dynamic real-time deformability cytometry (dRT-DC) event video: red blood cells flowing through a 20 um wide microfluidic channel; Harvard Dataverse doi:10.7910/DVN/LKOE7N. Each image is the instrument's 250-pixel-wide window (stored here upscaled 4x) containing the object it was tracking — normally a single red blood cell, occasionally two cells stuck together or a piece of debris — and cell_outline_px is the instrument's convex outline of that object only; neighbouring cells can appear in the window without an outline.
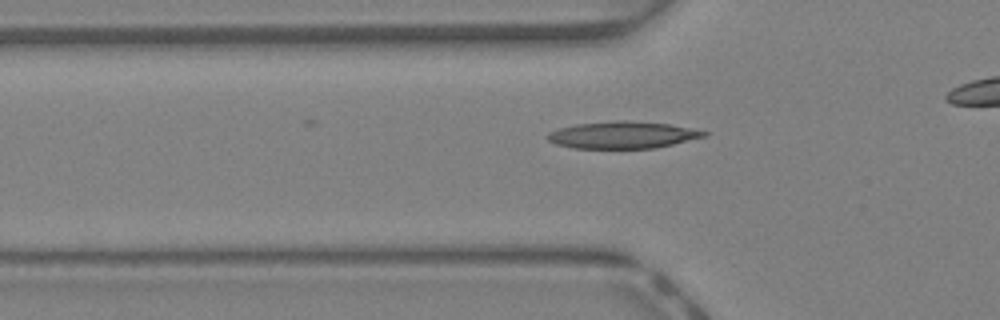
{"species": "Egyptian fruit bat (a non-hibernating species)", "species_latin": "Rousettus aegyptiacus", "temperature_condition": "warm", "stored_images_in_passage": 28, "camera_frame_rate_fps": 3000, "um_per_image_px": 0.085, "animal": {"sex": "female"}, "frame": {"image": 1, "passage_image": 6, "time_ms": 1.667, "image_size_px": [1000, 320], "cell_outline_px": [[708, 136], [656, 148], [572, 148], [556, 144], [548, 140], [548, 132], [560, 128], [576, 124], [616, 120], [624, 120], [668, 124], [708, 132]], "centroid_in_image_um": [52.92, 11.47], "position_along_channel_um": 72.9, "area_um2": 24.45}}
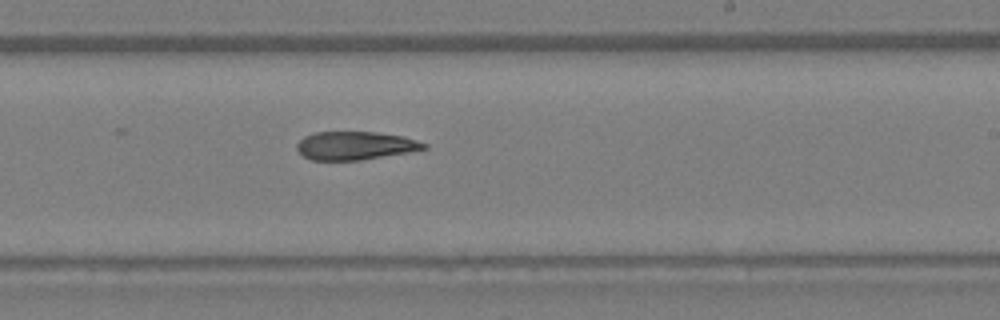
{"frame": {"image": 2, "passage_image": 18, "time_ms": 5.667, "image_size_px": [1000, 320], "cell_outline_px": [[428, 148], [408, 152], [360, 160], [312, 160], [304, 156], [296, 148], [296, 144], [304, 136], [316, 132], [376, 132], [404, 136], [428, 144]], "centroid_in_image_um": [30.2, 12.37], "position_along_channel_um": 258.8, "area_um2": 20.87}}
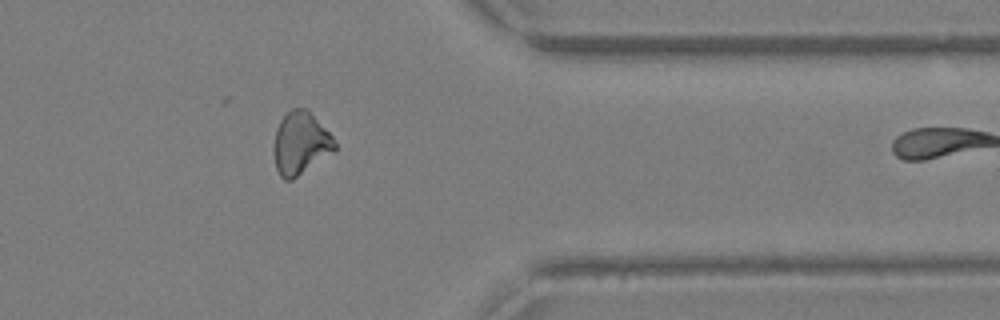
{"frame": {"image": 3, "passage_image": 27, "time_ms": 8.667, "image_size_px": [1000, 320], "cell_outline_px": [[336, 148], [292, 180], [284, 180], [280, 176], [276, 168], [276, 128], [280, 120], [292, 108], [308, 108], [332, 136], [336, 144]], "centroid_in_image_um": [25.55, 12.14], "position_along_channel_um": 385.8, "area_um2": 21.5}}